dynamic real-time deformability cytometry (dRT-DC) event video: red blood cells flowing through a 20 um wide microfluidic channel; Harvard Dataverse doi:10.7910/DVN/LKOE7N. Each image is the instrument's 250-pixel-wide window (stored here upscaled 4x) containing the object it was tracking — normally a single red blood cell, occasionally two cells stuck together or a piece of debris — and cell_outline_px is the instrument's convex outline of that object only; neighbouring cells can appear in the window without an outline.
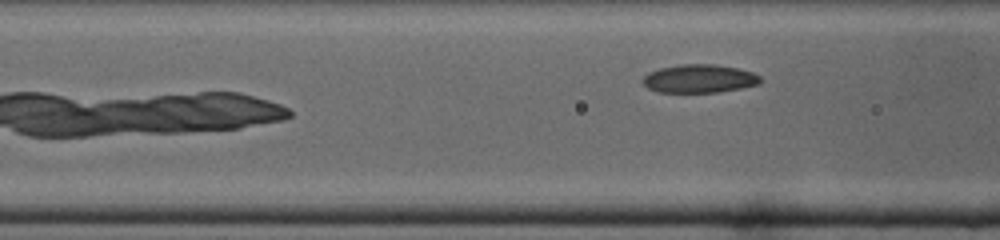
{"species": "common noctule bat (a hibernating species)", "species_latin": "Nyctalus noctula", "temperature_condition": "cold", "stored_images_in_passage": 11, "camera_frame_rate_fps": 3000, "um_per_image_px": 0.085, "animal": {"sex": "male", "body_mass_g": 19.0, "forearm_length_mm": 50.8}, "frame": {"image": 1, "passage_image": 11, "time_ms": 3.333, "image_size_px": [1000, 240], "cell_outline_px": [[760, 84], [720, 92], [660, 92], [648, 88], [640, 80], [648, 72], [660, 68], [680, 64], [716, 64], [740, 68], [752, 72], [760, 76]], "centroid_in_image_um": [59.44, 6.67], "position_along_channel_um": 107.2, "area_um2": 19.54}}